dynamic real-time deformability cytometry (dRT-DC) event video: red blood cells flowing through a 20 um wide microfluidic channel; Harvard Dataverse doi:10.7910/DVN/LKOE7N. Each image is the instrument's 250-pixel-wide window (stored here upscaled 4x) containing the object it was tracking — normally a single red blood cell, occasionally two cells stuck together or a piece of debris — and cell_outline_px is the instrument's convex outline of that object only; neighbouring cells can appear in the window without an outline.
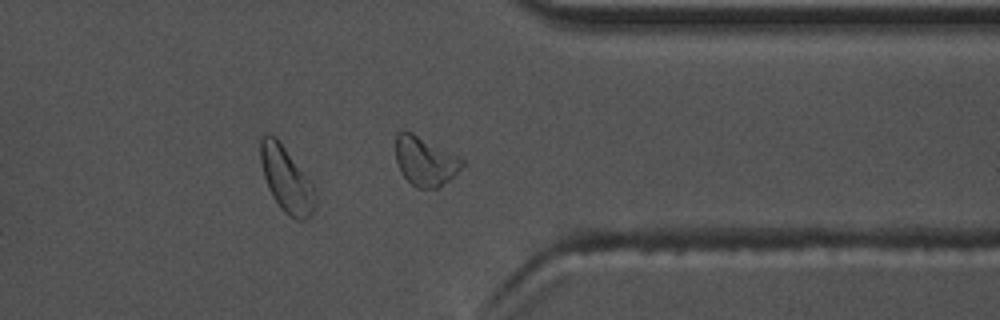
{"species": "common noctule bat (a hibernating species)", "species_latin": "Nyctalus noctula", "temperature_condition": "warm", "stored_images_in_passage": 39, "camera_frame_rate_fps": 3000, "um_per_image_px": 0.085, "animal": {"sex": "male", "body_mass_g": 17.5, "forearm_length_mm": 52.3}, "frame": {"image": 1, "passage_image": 28, "time_ms": 9.0, "image_size_px": [1000, 320], "cell_outline_px": [[468, 164], [448, 180], [436, 188], [416, 188], [400, 172], [396, 160], [396, 132], [412, 132], [460, 156]], "centroid_in_image_um": [36.17, 13.69], "position_along_channel_um": 375.2, "area_um2": 19.13}, "authors_computed_cell_mechanics": {"area_um2": 17.5712, "velocity_mm_per_s": 3.6357, "shape_relaxation_time_tau1_ms": 5.5294, "shape_relaxation_time_tau2_ms": 3.1217, "deformation_change_tau1": 0.1635, "deformation_change_tau2": 0.0869}}